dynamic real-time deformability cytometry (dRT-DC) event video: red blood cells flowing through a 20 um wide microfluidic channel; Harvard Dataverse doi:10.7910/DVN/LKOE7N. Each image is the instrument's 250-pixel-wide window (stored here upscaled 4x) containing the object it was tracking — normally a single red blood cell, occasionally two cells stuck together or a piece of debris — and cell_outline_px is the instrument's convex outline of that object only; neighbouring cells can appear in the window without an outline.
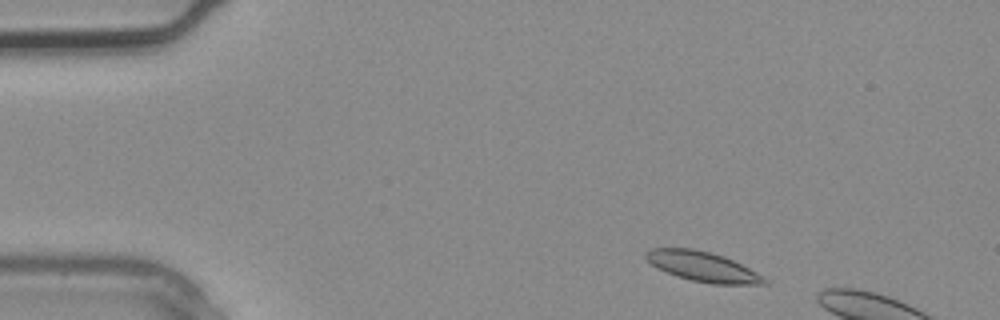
{"species": "common noctule bat (a hibernating species)", "species_latin": "Nyctalus noctula", "temperature_condition": "warm", "stored_images_in_passage": 3, "camera_frame_rate_fps": 3000, "um_per_image_px": 0.085, "animal": {"sex": "male", "body_mass_g": 20.4}, "frame": {"image": 1, "passage_image": 3, "time_ms": 0.667, "image_size_px": [1000, 320], "cell_outline_px": [[768, 284], [712, 284], [692, 280], [676, 276], [652, 264], [644, 256], [644, 252], [652, 248], [692, 248], [724, 256], [764, 276], [768, 280]], "centroid_in_image_um": [59.74, 22.66], "position_along_channel_um": 25.3, "area_um2": 20.35}}